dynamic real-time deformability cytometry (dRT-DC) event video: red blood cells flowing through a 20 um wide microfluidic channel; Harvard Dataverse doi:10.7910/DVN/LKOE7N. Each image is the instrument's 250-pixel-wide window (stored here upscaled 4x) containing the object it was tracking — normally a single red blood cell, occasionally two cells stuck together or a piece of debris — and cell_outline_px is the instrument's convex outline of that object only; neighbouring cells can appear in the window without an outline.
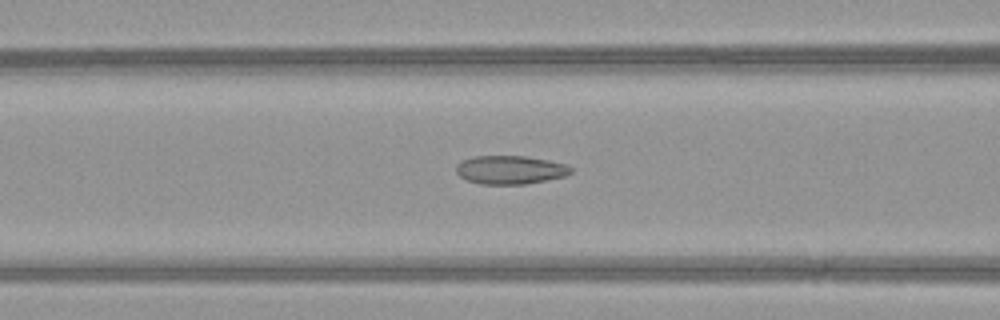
{"species": "common noctule bat (a hibernating species)", "species_latin": "Nyctalus noctula", "temperature_condition": "warm", "stored_images_in_passage": 51, "camera_frame_rate_fps": 3000, "um_per_image_px": 0.085, "animal": {"sex": "female", "body_mass_g": 21.9}, "frame": {"image": 1, "passage_image": 23, "time_ms": 7.333, "image_size_px": [1000, 320], "cell_outline_px": [[572, 172], [564, 176], [524, 184], [480, 184], [468, 180], [460, 176], [456, 172], [456, 164], [460, 160], [472, 156], [524, 156], [548, 160], [568, 164], [572, 168]], "centroid_in_image_um": [43.34, 14.42], "position_along_channel_um": 123.3, "area_um2": 19.07}}
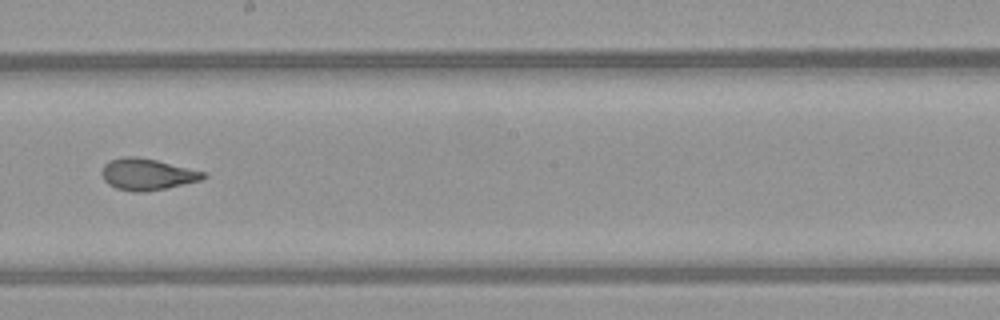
{"frame": {"image": 2, "passage_image": 31, "time_ms": 10.0, "image_size_px": [1000, 320], "cell_outline_px": [[208, 176], [200, 180], [168, 188], [144, 192], [136, 192], [116, 188], [108, 184], [104, 180], [100, 172], [104, 164], [108, 160], [124, 156], [136, 156], [156, 160], [208, 172]], "centroid_in_image_um": [12.51, 14.81], "position_along_channel_um": 235.7, "area_um2": 18.9}}
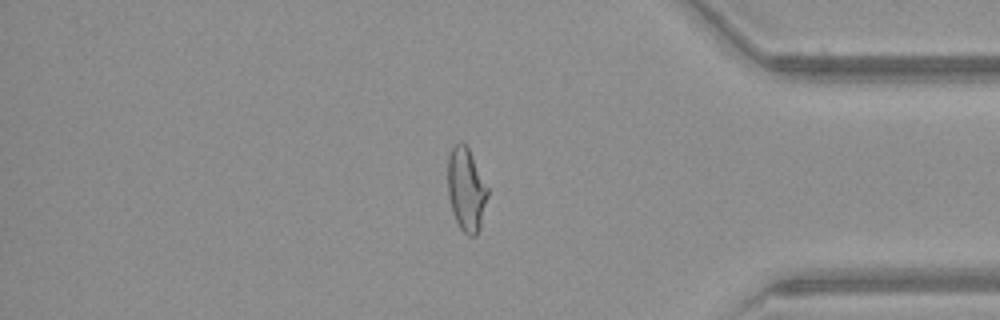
{"frame": {"image": 3, "passage_image": 44, "time_ms": 14.333, "image_size_px": [1000, 320], "cell_outline_px": [[488, 196], [480, 228], [476, 236], [468, 236], [460, 228], [452, 212], [448, 196], [448, 156], [452, 148], [460, 140], [468, 148], [488, 188]], "centroid_in_image_um": [39.63, 16.13], "position_along_channel_um": 395.6, "area_um2": 19.31}, "authors_computed_cell_mechanics": {"area_um2": 20.3456, "velocity_mm_per_s": 4.2089, "shape_relaxation_time_tau1_ms": null, "shape_relaxation_time_tau2_ms": 0.9583, "deformation_change_tau1": null, "deformation_change_tau2": 0.0824}}